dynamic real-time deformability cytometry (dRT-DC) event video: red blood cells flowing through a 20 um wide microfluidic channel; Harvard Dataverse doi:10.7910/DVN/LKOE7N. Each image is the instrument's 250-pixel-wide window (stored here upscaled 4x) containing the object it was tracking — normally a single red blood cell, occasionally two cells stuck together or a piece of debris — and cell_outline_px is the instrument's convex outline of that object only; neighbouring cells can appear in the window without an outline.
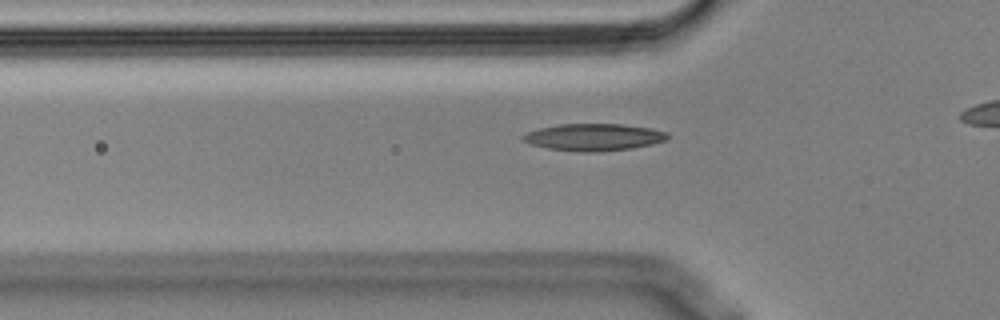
{"species": "Egyptian fruit bat (a non-hibernating species)", "species_latin": "Rousettus aegyptiacus", "temperature_condition": "cold", "stored_images_in_passage": 29, "camera_frame_rate_fps": 3000, "um_per_image_px": 0.085, "animal": {"sex": "male"}, "frame": {"image": 1, "passage_image": 2, "time_ms": 0.333, "image_size_px": [1000, 320], "cell_outline_px": [[668, 136], [664, 140], [652, 144], [632, 148], [600, 152], [580, 152], [548, 148], [532, 144], [520, 140], [520, 136], [528, 132], [540, 128], [560, 124], [624, 124], [648, 128], [664, 132]], "centroid_in_image_um": [50.41, 11.66], "position_along_channel_um": 75.4, "area_um2": 22.6}}
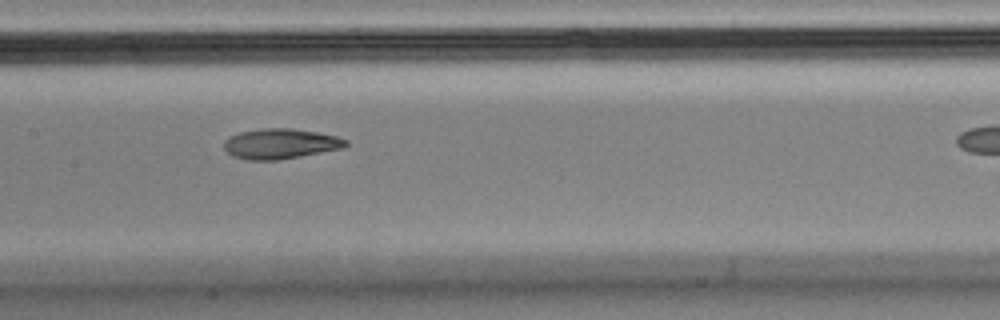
{"frame": {"image": 2, "passage_image": 11, "time_ms": 3.333, "image_size_px": [1000, 320], "cell_outline_px": [[348, 144], [344, 148], [300, 156], [276, 160], [248, 160], [232, 156], [224, 148], [224, 140], [240, 132], [260, 128], [292, 128], [316, 132], [336, 136], [348, 140]], "centroid_in_image_um": [23.84, 12.21], "position_along_channel_um": 183.6, "area_um2": 21.39}}
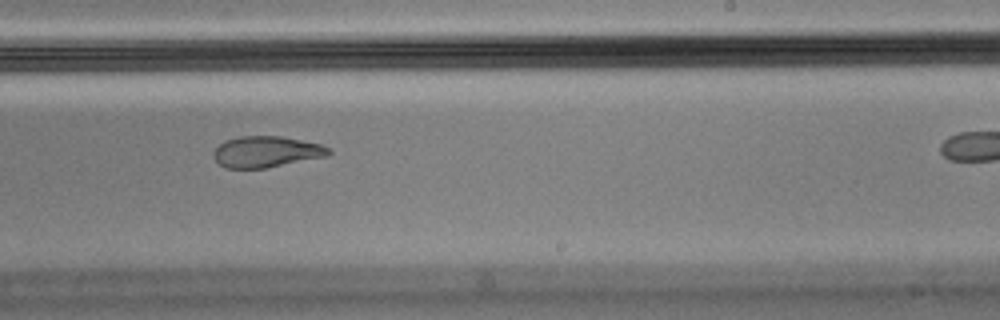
{"frame": {"image": 3, "passage_image": 18, "time_ms": 5.667, "image_size_px": [1000, 320], "cell_outline_px": [[332, 152], [328, 156], [264, 168], [228, 168], [220, 164], [212, 156], [212, 152], [220, 144], [228, 140], [240, 136], [280, 136], [320, 144], [328, 148]], "centroid_in_image_um": [22.63, 12.9], "position_along_channel_um": 266.4, "area_um2": 20.63}}